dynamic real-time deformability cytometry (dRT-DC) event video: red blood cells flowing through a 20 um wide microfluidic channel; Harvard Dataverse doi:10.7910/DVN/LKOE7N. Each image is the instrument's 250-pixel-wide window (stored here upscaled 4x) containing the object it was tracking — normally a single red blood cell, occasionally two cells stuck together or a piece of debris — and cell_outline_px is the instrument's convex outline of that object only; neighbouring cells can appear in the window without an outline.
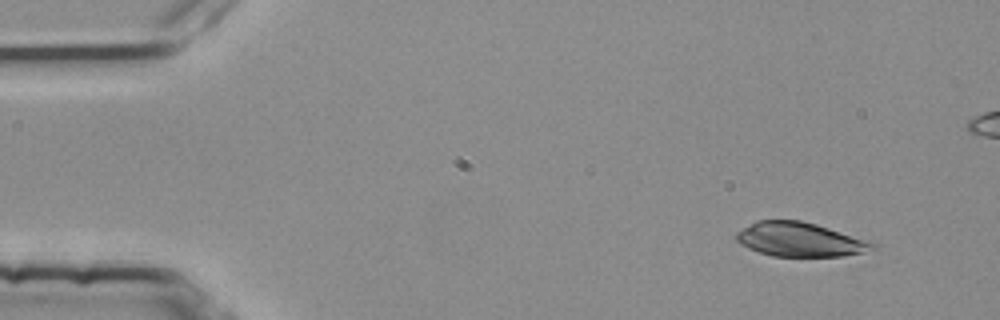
{"species": "common noctule bat (a hibernating species)", "species_latin": "Nyctalus noctula", "temperature_condition": "room temperature", "stored_images_in_passage": 4, "camera_frame_rate_fps": 3000, "um_per_image_px": 0.085, "animal": {"sex": "female", "body_mass_g": 25.1}, "frame": {"image": 1, "passage_image": 1, "time_ms": 0.0, "image_size_px": [1000, 320], "cell_outline_px": [[876, 248], [860, 252], [840, 256], [772, 256], [748, 248], [740, 244], [736, 240], [736, 232], [756, 220], [800, 220], [816, 224], [868, 240], [876, 244]], "centroid_in_image_um": [67.95, 20.35], "position_along_channel_um": 17.1, "area_um2": 26.88}}